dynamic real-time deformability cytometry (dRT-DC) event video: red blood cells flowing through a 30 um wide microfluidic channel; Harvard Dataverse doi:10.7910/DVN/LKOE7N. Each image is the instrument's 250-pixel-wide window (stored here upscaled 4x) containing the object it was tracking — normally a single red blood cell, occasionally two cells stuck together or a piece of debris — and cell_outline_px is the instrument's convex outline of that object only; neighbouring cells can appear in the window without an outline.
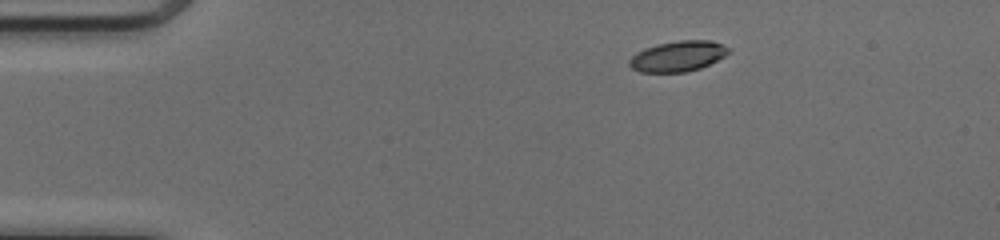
{"species": "common noctule bat (a hibernating species)", "species_latin": "Nyctalus noctula", "temperature_condition": "cold", "stored_images_in_passage": 25, "camera_frame_rate_fps": 3000, "um_per_image_px": 0.085, "animal": {"sex": "female", "body_mass_g": 17.0, "forearm_length_mm": 48.0}, "frame": {"image": 1, "passage_image": 1, "time_ms": 0.0, "image_size_px": [1000, 240], "cell_outline_px": [[728, 52], [724, 56], [700, 68], [684, 72], [640, 72], [632, 68], [628, 64], [628, 60], [636, 52], [644, 48], [656, 44], [680, 40], [712, 40], [728, 48]], "centroid_in_image_um": [57.56, 4.77], "position_along_channel_um": 27.4, "area_um2": 17.51}}
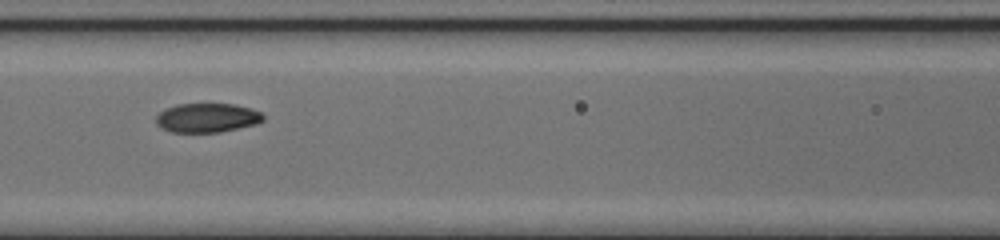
{"frame": {"image": 2, "passage_image": 15, "time_ms": 4.667, "image_size_px": [1000, 240], "cell_outline_px": [[264, 120], [256, 124], [220, 132], [172, 132], [160, 128], [156, 124], [156, 116], [164, 108], [176, 104], [236, 104], [252, 108], [260, 112], [264, 116]], "centroid_in_image_um": [17.59, 10.01], "position_along_channel_um": 149.0, "area_um2": 18.38}}
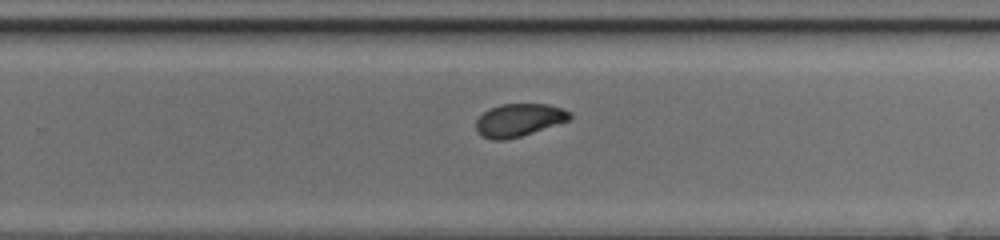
{"frame": {"image": 3, "passage_image": 25, "time_ms": 8.0, "image_size_px": [1000, 240], "cell_outline_px": [[572, 116], [568, 120], [508, 140], [492, 140], [476, 132], [476, 120], [488, 108], [500, 104], [548, 104], [564, 108], [572, 112]], "centroid_in_image_um": [44.09, 10.19], "position_along_channel_um": 285.7, "area_um2": 17.92}}